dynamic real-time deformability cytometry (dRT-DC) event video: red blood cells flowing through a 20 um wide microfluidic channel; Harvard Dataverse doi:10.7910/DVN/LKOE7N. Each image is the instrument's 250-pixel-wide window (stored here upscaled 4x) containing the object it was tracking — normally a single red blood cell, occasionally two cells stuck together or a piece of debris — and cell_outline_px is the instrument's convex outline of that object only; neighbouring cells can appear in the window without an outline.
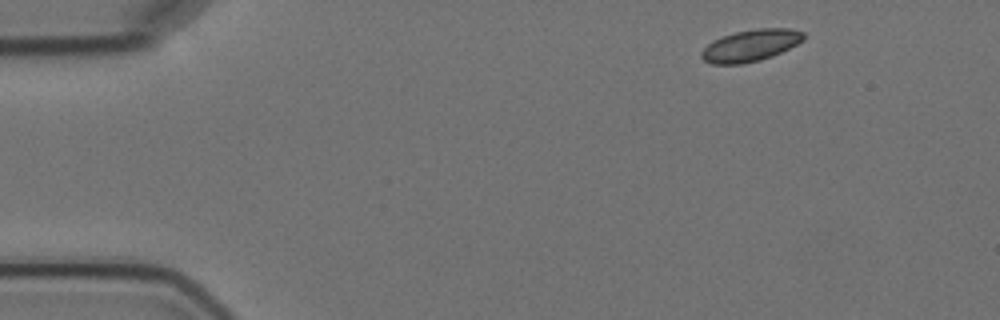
{"species": "Egyptian fruit bat (a non-hibernating species)", "species_latin": "Rousettus aegyptiacus", "temperature_condition": "cold", "stored_images_in_passage": 4, "camera_frame_rate_fps": 3000, "um_per_image_px": 0.085, "animal": {"sex": "female"}, "frame": {"image": 1, "passage_image": 1, "time_ms": 0.0, "image_size_px": [1000, 320], "cell_outline_px": [[804, 40], [772, 56], [760, 60], [740, 64], [712, 64], [704, 60], [700, 56], [700, 52], [708, 44], [724, 36], [736, 32], [756, 28], [788, 28], [804, 32]], "centroid_in_image_um": [63.8, 3.87], "position_along_channel_um": 21.2, "area_um2": 18.67}}
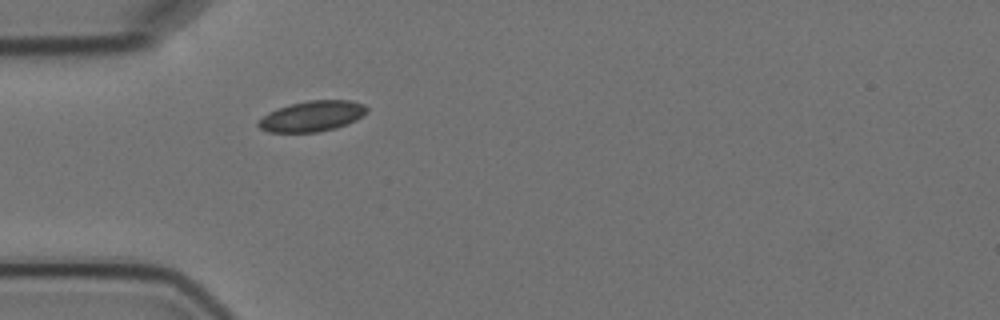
{"frame": {"image": 2, "passage_image": 4, "time_ms": 3.333, "image_size_px": [1000, 320], "cell_outline_px": [[368, 112], [356, 120], [348, 124], [336, 128], [320, 132], [268, 132], [260, 128], [256, 124], [268, 112], [292, 104], [308, 100], [352, 100], [364, 104], [368, 108]], "centroid_in_image_um": [26.58, 9.88], "position_along_channel_um": 58.4, "area_um2": 19.36}}